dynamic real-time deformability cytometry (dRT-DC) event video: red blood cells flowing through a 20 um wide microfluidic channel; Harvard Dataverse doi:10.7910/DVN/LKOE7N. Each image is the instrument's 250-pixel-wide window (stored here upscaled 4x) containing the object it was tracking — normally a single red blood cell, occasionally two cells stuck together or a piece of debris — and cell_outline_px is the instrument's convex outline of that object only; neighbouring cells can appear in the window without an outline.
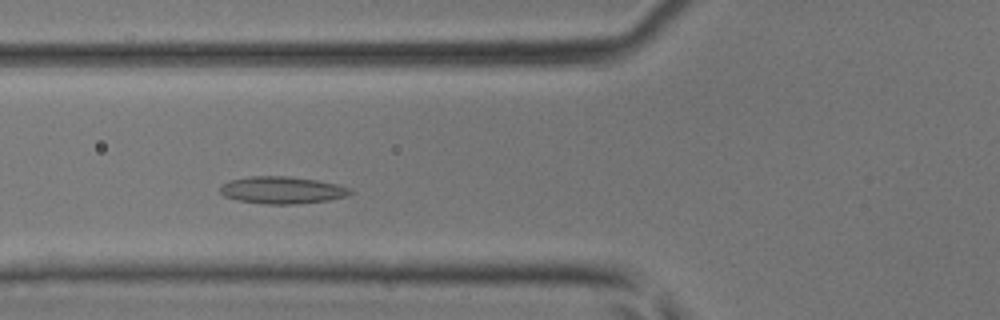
{"species": "common noctule bat (a hibernating species)", "species_latin": "Nyctalus noctula", "temperature_condition": "room temperature", "stored_images_in_passage": 33, "camera_frame_rate_fps": 3000, "um_per_image_px": 0.085, "animal": {"sex": "male", "body_mass_g": 17.9, "forearm_length_mm": 54.2}, "frame": {"image": 1, "passage_image": 6, "time_ms": 1.667, "image_size_px": [1000, 320], "cell_outline_px": [[352, 192], [348, 196], [328, 200], [296, 204], [264, 204], [236, 200], [224, 196], [220, 192], [220, 188], [224, 184], [232, 180], [248, 176], [288, 176], [316, 180], [336, 184], [352, 188]], "centroid_in_image_um": [24.0, 16.16], "position_along_channel_um": 101.8, "area_um2": 20.58}}
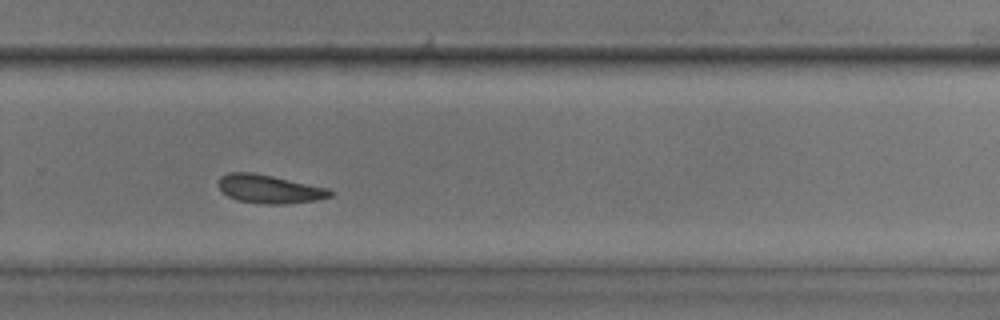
{"frame": {"image": 2, "passage_image": 20, "time_ms": 6.333, "image_size_px": [1000, 320], "cell_outline_px": [[332, 196], [316, 200], [288, 204], [260, 204], [236, 200], [228, 196], [220, 188], [220, 176], [228, 172], [252, 172], [272, 176], [328, 188], [332, 192]], "centroid_in_image_um": [22.9, 16.07], "position_along_channel_um": 306.9, "area_um2": 18.44}}
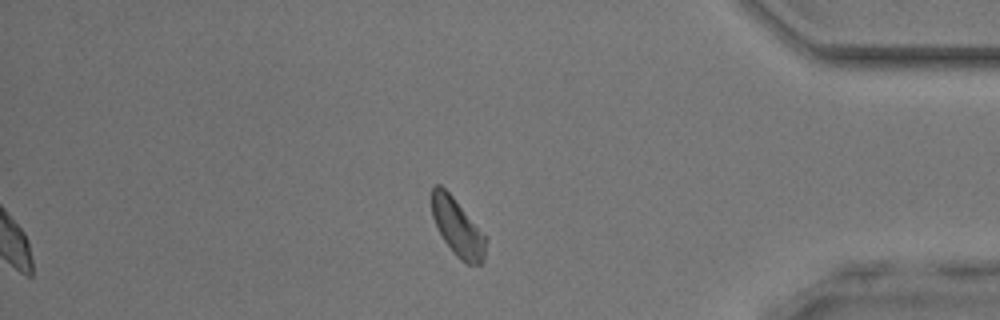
{"frame": {"image": 3, "passage_image": 28, "time_ms": 9.0, "image_size_px": [1000, 320], "cell_outline_px": [[488, 240], [484, 260], [480, 264], [468, 264], [460, 260], [452, 252], [444, 240], [432, 216], [432, 188], [436, 184], [440, 184], [452, 196]], "centroid_in_image_um": [38.9, 19.37], "position_along_channel_um": 396.3, "area_um2": 17.74}}